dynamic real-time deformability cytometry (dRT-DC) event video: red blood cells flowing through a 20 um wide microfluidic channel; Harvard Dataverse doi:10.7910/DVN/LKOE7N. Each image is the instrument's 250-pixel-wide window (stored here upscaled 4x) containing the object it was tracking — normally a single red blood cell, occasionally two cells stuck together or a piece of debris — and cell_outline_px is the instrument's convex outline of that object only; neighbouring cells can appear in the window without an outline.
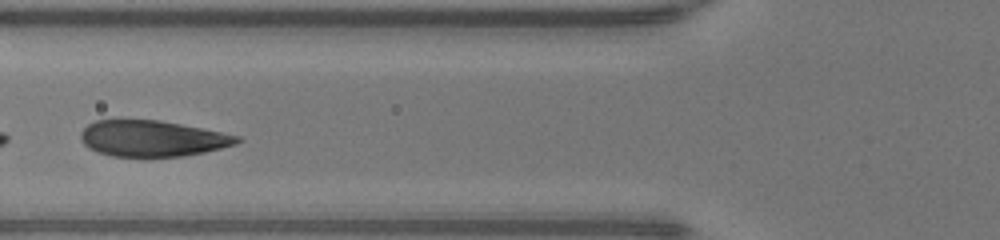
{"species": "human", "species_latin": "Homo sapiens", "temperature_condition": "warm", "stored_images_in_passage": 10, "camera_frame_rate_fps": 3000, "um_per_image_px": 0.085, "donor": {"sex": "male"}, "frame": {"image": 1, "passage_image": 6, "time_ms": 1.667, "image_size_px": [1000, 240], "cell_outline_px": [[244, 140], [236, 144], [204, 152], [184, 156], [112, 156], [96, 152], [88, 148], [84, 144], [80, 136], [80, 132], [88, 124], [96, 120], [160, 120], [240, 136]], "centroid_in_image_um": [12.93, 11.77], "position_along_channel_um": 112.9, "area_um2": 32.66}}